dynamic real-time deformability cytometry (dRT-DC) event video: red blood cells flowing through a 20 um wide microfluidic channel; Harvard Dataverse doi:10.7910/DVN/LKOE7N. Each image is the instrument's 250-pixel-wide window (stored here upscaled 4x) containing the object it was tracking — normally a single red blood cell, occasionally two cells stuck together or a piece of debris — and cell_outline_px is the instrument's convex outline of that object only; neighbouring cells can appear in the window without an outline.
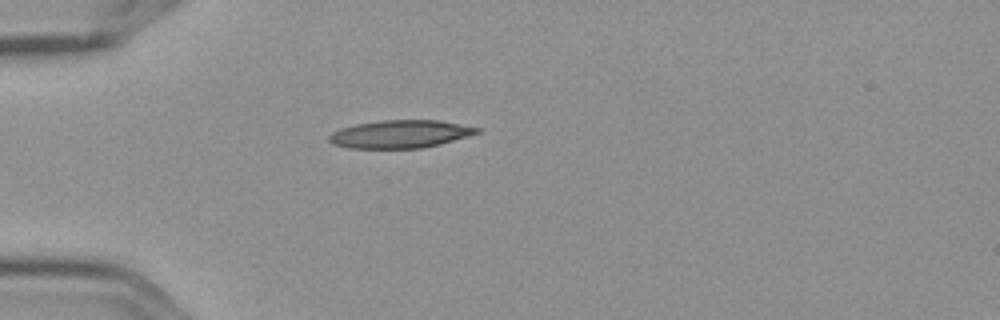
{"species": "Egyptian fruit bat (a non-hibernating species)", "species_latin": "Rousettus aegyptiacus", "temperature_condition": "cold", "stored_images_in_passage": 2, "camera_frame_rate_fps": 3000, "um_per_image_px": 0.085, "frame": {"image": 1, "passage_image": 1, "time_ms": 0.0, "image_size_px": [1000, 320], "cell_outline_px": [[480, 132], [440, 144], [424, 148], [348, 148], [332, 144], [328, 140], [328, 136], [332, 132], [340, 128], [356, 124], [380, 120], [440, 120], [480, 128]], "centroid_in_image_um": [33.98, 11.39], "position_along_channel_um": 51.0, "area_um2": 24.04}}